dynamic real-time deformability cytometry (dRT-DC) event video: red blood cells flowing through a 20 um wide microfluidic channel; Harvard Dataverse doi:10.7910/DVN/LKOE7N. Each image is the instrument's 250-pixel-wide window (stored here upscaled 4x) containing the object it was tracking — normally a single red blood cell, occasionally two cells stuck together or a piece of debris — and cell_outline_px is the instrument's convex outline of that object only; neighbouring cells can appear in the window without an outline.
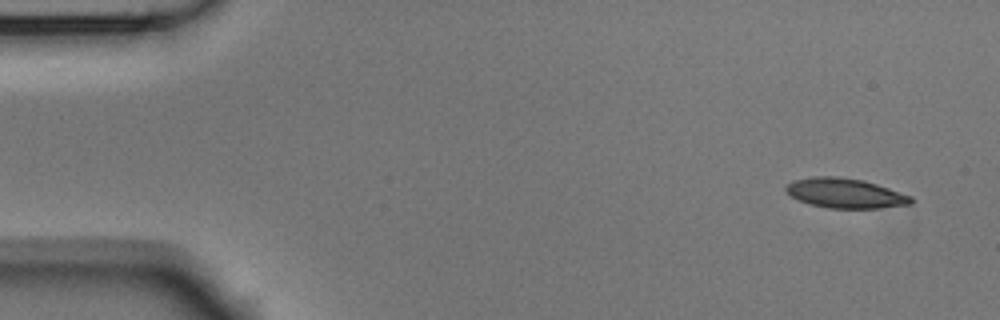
{"species": "Egyptian fruit bat (a non-hibernating species)", "species_latin": "Rousettus aegyptiacus", "temperature_condition": "room temperature", "stored_images_in_passage": 4, "camera_frame_rate_fps": 3000, "um_per_image_px": 0.085, "animal": {"sex": "male"}, "frame": {"image": 1, "passage_image": 1, "time_ms": 0.0, "image_size_px": [1000, 320], "cell_outline_px": [[916, 200], [912, 204], [876, 208], [828, 208], [812, 204], [800, 200], [792, 196], [784, 188], [792, 180], [812, 176], [840, 176], [864, 180], [912, 196]], "centroid_in_image_um": [71.87, 16.41], "position_along_channel_um": 13.1, "area_um2": 21.68}}
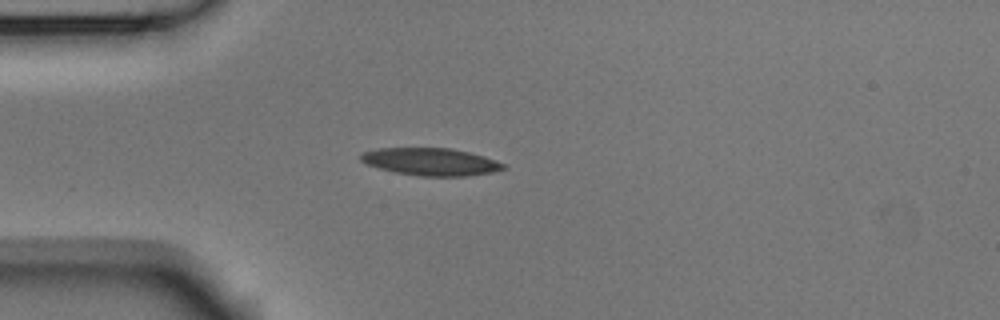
{"frame": {"image": 2, "passage_image": 4, "time_ms": 1.0, "image_size_px": [1000, 320], "cell_outline_px": [[508, 168], [492, 172], [468, 176], [420, 176], [396, 172], [380, 168], [368, 164], [360, 160], [360, 152], [376, 148], [452, 148], [484, 156], [504, 164]], "centroid_in_image_um": [36.61, 13.74], "position_along_channel_um": 48.4, "area_um2": 22.77}}